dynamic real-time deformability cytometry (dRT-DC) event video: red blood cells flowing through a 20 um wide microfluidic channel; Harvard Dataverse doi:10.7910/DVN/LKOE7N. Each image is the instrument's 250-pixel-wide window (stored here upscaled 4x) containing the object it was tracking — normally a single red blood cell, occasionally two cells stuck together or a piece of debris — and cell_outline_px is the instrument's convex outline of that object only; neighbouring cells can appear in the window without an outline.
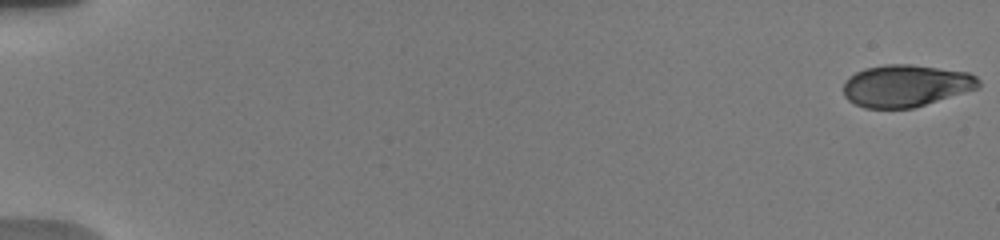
{"species": "human", "species_latin": "Homo sapiens", "temperature_condition": "warm", "stored_images_in_passage": 37, "camera_frame_rate_fps": 3000, "um_per_image_px": 0.085, "donor": {"sex": "male"}, "frame": {"image": 1, "passage_image": 1, "time_ms": 0.0, "image_size_px": [1000, 240], "cell_outline_px": [[980, 88], [912, 108], [864, 108], [848, 100], [844, 96], [844, 80], [848, 76], [864, 68], [884, 64], [912, 64], [968, 72], [976, 76], [980, 80]], "centroid_in_image_um": [76.99, 7.28], "position_along_channel_um": 8.0, "area_um2": 33.35}}
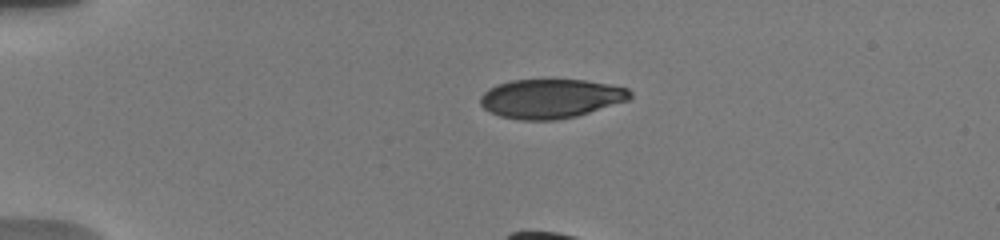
{"frame": {"image": 2, "passage_image": 27, "time_ms": 4.333, "image_size_px": [1000, 240], "cell_outline_px": [[632, 96], [628, 100], [576, 116], [556, 120], [520, 120], [500, 116], [484, 108], [480, 104], [480, 96], [488, 88], [496, 84], [512, 80], [584, 80], [608, 84], [628, 88], [632, 92]], "centroid_in_image_um": [46.8, 8.37], "position_along_channel_um": 38.2, "area_um2": 34.1}}